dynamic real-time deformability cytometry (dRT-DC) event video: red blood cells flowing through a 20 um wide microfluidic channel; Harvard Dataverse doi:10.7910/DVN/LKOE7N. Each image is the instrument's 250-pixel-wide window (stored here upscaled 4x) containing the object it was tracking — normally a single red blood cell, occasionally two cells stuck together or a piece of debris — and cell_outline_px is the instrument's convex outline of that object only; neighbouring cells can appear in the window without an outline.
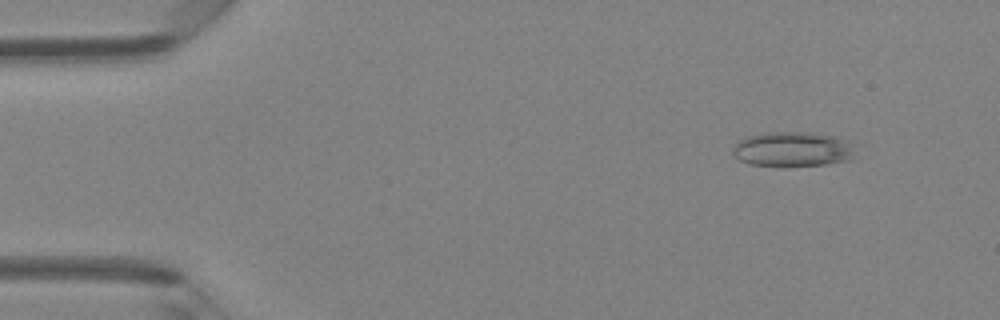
{"species": "Egyptian fruit bat (a non-hibernating species)", "species_latin": "Rousettus aegyptiacus", "temperature_condition": "room temperature", "stored_images_in_passage": 47, "camera_frame_rate_fps": 3000, "um_per_image_px": 0.085, "animal": {"sex": "female"}, "frame": {"image": 1, "passage_image": 5, "time_ms": 1.333, "image_size_px": [1000, 320], "cell_outline_px": [[852, 160], [828, 164], [784, 168], [748, 164], [740, 160], [732, 152], [732, 144], [748, 136], [772, 132], [808, 132], [832, 136], [848, 144], [852, 152]], "centroid_in_image_um": [67.27, 12.73], "position_along_channel_um": 17.7, "area_um2": 24.97}}
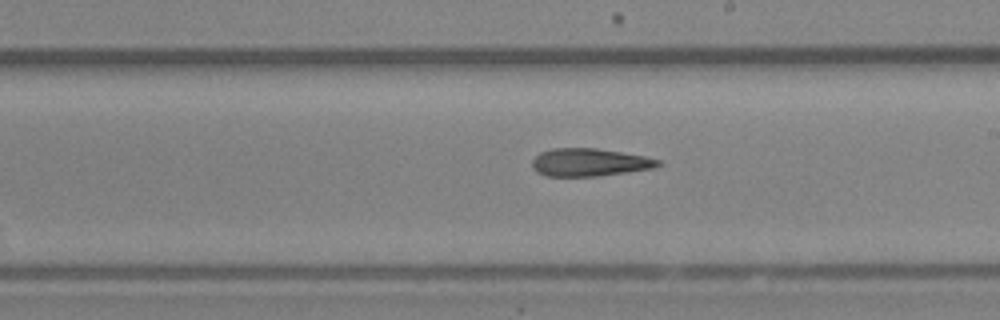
{"frame": {"image": 2, "passage_image": 27, "time_ms": 8.667, "image_size_px": [1000, 320], "cell_outline_px": [[664, 164], [652, 168], [628, 172], [600, 176], [544, 176], [536, 172], [532, 168], [532, 160], [540, 152], [552, 148], [596, 148], [644, 156], [660, 160]], "centroid_in_image_um": [50.08, 13.8], "position_along_channel_um": 238.9, "area_um2": 20.52}}
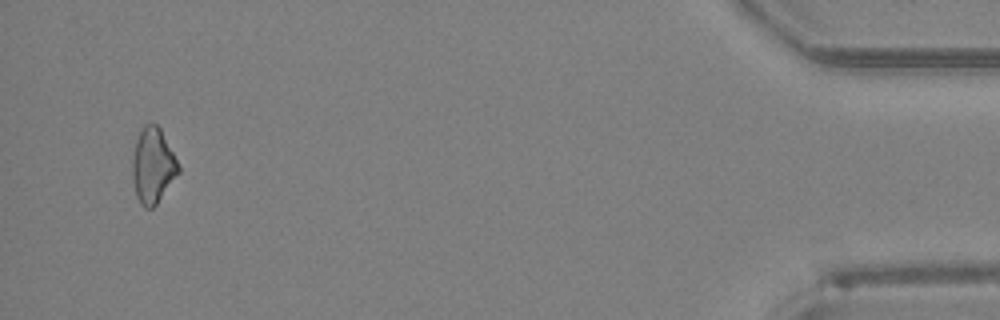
{"frame": {"image": 3, "passage_image": 45, "time_ms": 14.667, "image_size_px": [1000, 320], "cell_outline_px": [[180, 172], [156, 204], [152, 208], [144, 208], [140, 204], [136, 196], [132, 180], [132, 160], [136, 140], [144, 124], [156, 124], [160, 128], [180, 168]], "centroid_in_image_um": [12.97, 14.11], "position_along_channel_um": 422.2, "area_um2": 20.0}}